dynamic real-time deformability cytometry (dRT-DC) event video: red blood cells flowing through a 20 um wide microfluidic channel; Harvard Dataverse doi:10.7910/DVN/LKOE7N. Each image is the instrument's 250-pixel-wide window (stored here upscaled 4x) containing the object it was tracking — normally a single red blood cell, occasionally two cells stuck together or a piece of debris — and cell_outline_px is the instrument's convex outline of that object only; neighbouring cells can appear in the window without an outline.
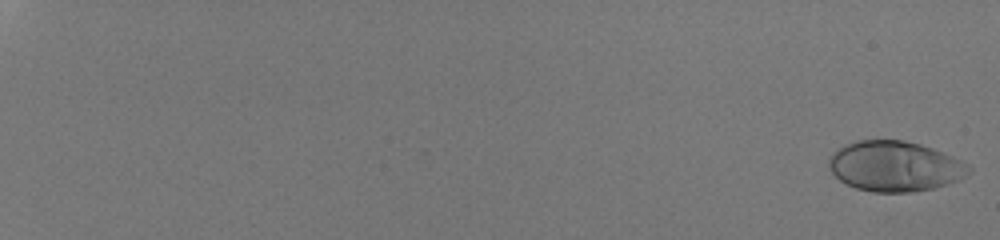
{"species": "human", "species_latin": "Homo sapiens", "temperature_condition": "room temperature", "stored_images_in_passage": 36, "camera_frame_rate_fps": 3000, "um_per_image_px": 0.085, "donor": {"sex": "male"}, "frame": {"image": 1, "passage_image": 1, "time_ms": 0.0, "image_size_px": [1000, 240], "cell_outline_px": [[972, 172], [968, 176], [960, 180], [948, 184], [932, 188], [912, 192], [872, 192], [856, 188], [840, 180], [828, 168], [828, 160], [844, 144], [856, 140], [904, 140], [920, 144], [932, 148], [952, 156], [968, 164], [972, 168]], "centroid_in_image_um": [76.1, 14.13], "position_along_channel_um": 8.9, "area_um2": 41.1}}
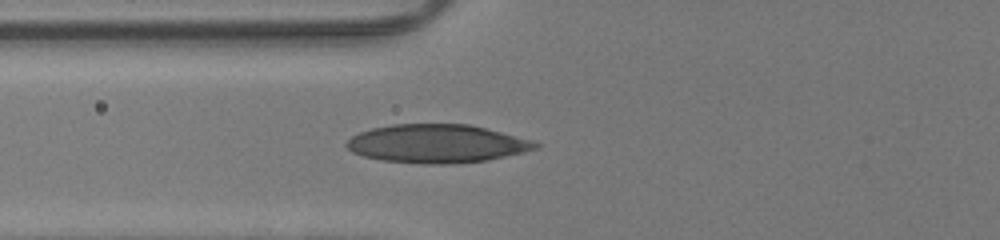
{"frame": {"image": 2, "passage_image": 26, "time_ms": 8.333, "image_size_px": [1000, 240], "cell_outline_px": [[540, 148], [524, 152], [488, 160], [448, 164], [424, 164], [384, 160], [364, 156], [352, 152], [344, 144], [352, 136], [360, 132], [372, 128], [392, 124], [468, 124], [532, 140], [540, 144]], "centroid_in_image_um": [37.14, 12.21], "position_along_channel_um": 88.7, "area_um2": 42.08}}
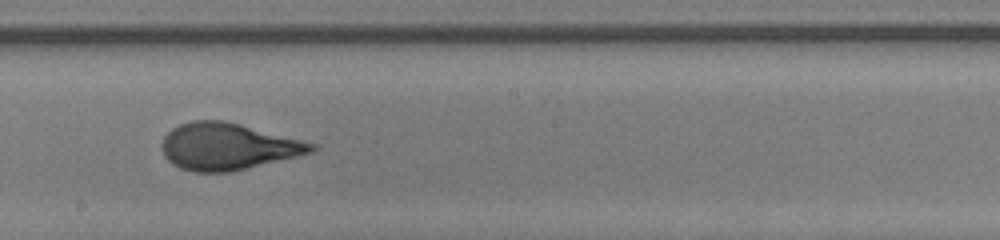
{"frame": {"image": 3, "passage_image": 36, "time_ms": 11.667, "image_size_px": [1000, 240], "cell_outline_px": [[316, 148], [312, 152], [232, 172], [192, 172], [180, 168], [172, 164], [164, 156], [164, 136], [172, 128], [180, 124], [192, 120], [224, 120], [240, 124], [316, 144]], "centroid_in_image_um": [19.34, 12.45], "position_along_channel_um": 228.9, "area_um2": 40.34}}